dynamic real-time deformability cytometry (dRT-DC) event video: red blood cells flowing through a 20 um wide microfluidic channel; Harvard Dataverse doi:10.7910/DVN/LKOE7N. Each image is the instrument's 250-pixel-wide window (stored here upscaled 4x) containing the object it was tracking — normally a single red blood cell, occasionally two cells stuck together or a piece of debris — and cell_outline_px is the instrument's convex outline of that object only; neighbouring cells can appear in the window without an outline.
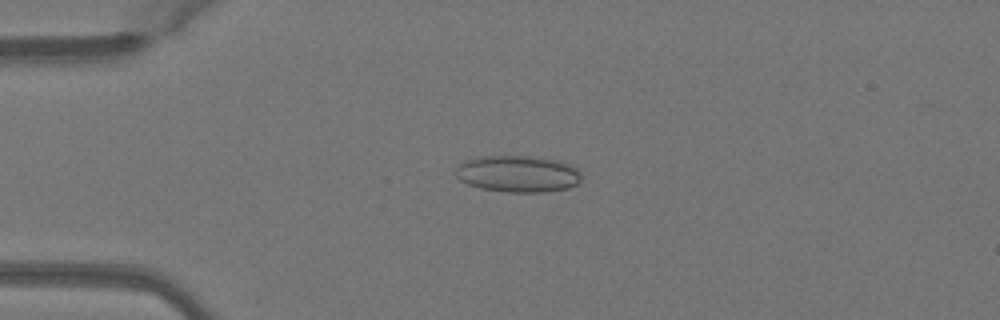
{"species": "Egyptian fruit bat (a non-hibernating species)", "species_latin": "Rousettus aegyptiacus", "temperature_condition": "warm", "stored_images_in_passage": 49, "camera_frame_rate_fps": 3000, "um_per_image_px": 0.085, "animal": {"sex": "female"}, "frame": {"image": 1, "passage_image": 12, "time_ms": 3.667, "image_size_px": [1000, 320], "cell_outline_px": [[580, 180], [576, 184], [568, 188], [544, 192], [504, 192], [480, 188], [468, 184], [460, 180], [456, 176], [456, 164], [480, 156], [528, 156], [560, 160], [576, 168], [580, 172]], "centroid_in_image_um": [44.0, 14.78], "position_along_channel_um": 41.0, "area_um2": 26.93}}
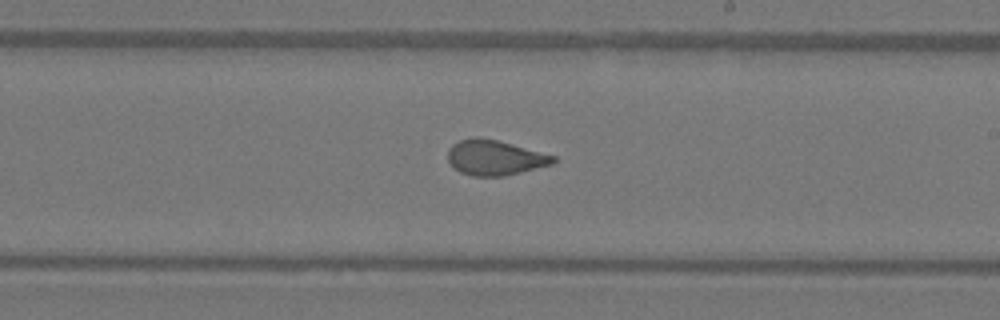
{"frame": {"image": 2, "passage_image": 29, "time_ms": 9.333, "image_size_px": [1000, 320], "cell_outline_px": [[556, 160], [552, 164], [504, 176], [472, 176], [460, 172], [448, 160], [448, 148], [452, 144], [460, 140], [476, 136], [496, 140], [512, 144], [556, 156]], "centroid_in_image_um": [42.04, 13.39], "position_along_channel_um": 247.0, "area_um2": 21.39}}
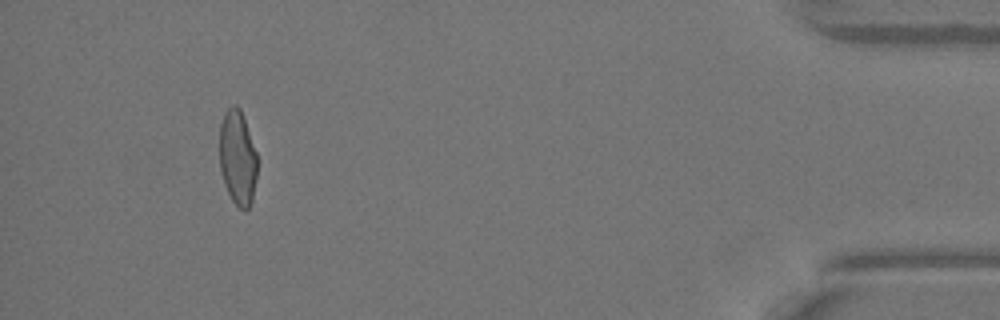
{"frame": {"image": 3, "passage_image": 46, "time_ms": 15.0, "image_size_px": [1000, 320], "cell_outline_px": [[256, 176], [252, 200], [248, 208], [244, 212], [232, 200], [224, 184], [220, 168], [220, 124], [224, 112], [232, 104], [236, 104], [240, 108], [256, 152]], "centroid_in_image_um": [20.18, 13.39], "position_along_channel_um": 415.0, "area_um2": 20.69}, "authors_computed_cell_mechanics": {"area_um2": 22.0796, "velocity_mm_per_s": 4.1073, "shape_relaxation_time_tau1_ms": 8.9837, "shape_relaxation_time_tau2_ms": 0.7981, "deformation_change_tau1": 0.2019, "deformation_change_tau2": 0.0622}}